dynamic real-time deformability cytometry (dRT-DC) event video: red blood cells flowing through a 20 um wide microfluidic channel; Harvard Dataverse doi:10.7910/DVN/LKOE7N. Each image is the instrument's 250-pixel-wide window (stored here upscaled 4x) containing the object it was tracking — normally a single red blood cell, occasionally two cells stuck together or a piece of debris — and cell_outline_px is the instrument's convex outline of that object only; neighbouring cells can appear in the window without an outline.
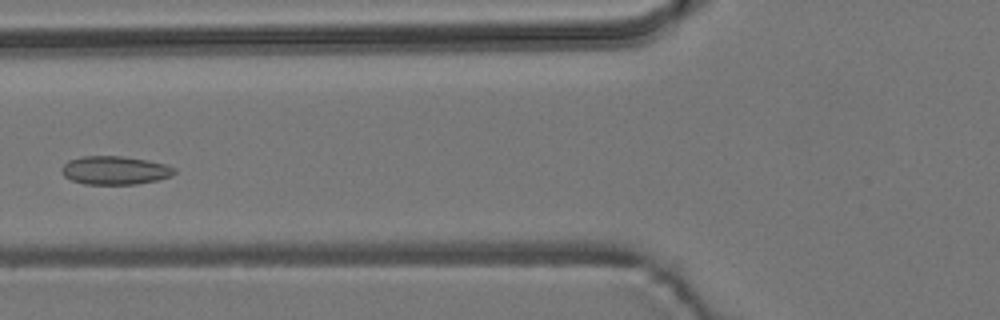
{"species": "common noctule bat (a hibernating species)", "species_latin": "Nyctalus noctula", "temperature_condition": "room temperature", "stored_images_in_passage": 6, "camera_frame_rate_fps": 3000, "um_per_image_px": 0.085, "animal": {"sex": "male", "body_mass_g": 19.2, "forearm_length_mm": 51.8}, "frame": {"image": 1, "passage_image": 6, "time_ms": 6.333, "image_size_px": [1000, 320], "cell_outline_px": [[176, 172], [172, 176], [156, 180], [136, 184], [84, 184], [72, 180], [64, 176], [60, 172], [60, 168], [68, 160], [80, 156], [124, 156], [148, 160], [164, 164], [176, 168]], "centroid_in_image_um": [9.74, 14.47], "position_along_channel_um": 116.1, "area_um2": 18.84}}